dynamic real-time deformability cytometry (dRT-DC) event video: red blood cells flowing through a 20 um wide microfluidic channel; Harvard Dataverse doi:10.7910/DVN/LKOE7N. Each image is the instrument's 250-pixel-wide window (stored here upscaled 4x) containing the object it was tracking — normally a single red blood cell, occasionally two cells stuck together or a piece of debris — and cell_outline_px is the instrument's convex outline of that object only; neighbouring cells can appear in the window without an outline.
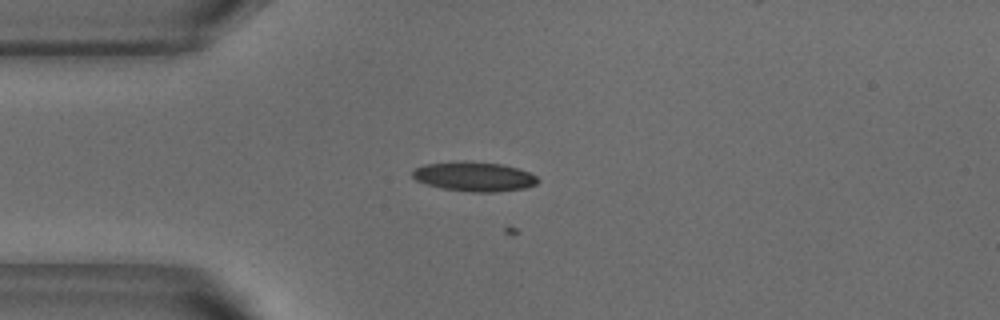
{"species": "common noctule bat (a hibernating species)", "species_latin": "Nyctalus noctula", "temperature_condition": "warm", "stored_images_in_passage": 18, "camera_frame_rate_fps": 3000, "um_per_image_px": 0.085, "animal": {"sex": "male", "body_mass_g": 18.8}, "frame": {"image": 1, "passage_image": 5, "time_ms": 1.333, "image_size_px": [1000, 320], "cell_outline_px": [[540, 180], [536, 184], [524, 188], [496, 192], [472, 192], [444, 188], [428, 184], [416, 180], [412, 176], [412, 172], [416, 168], [424, 164], [464, 160], [500, 164], [516, 168], [528, 172], [536, 176]], "centroid_in_image_um": [40.3, 15.0], "position_along_channel_um": 44.7, "area_um2": 21.39}}
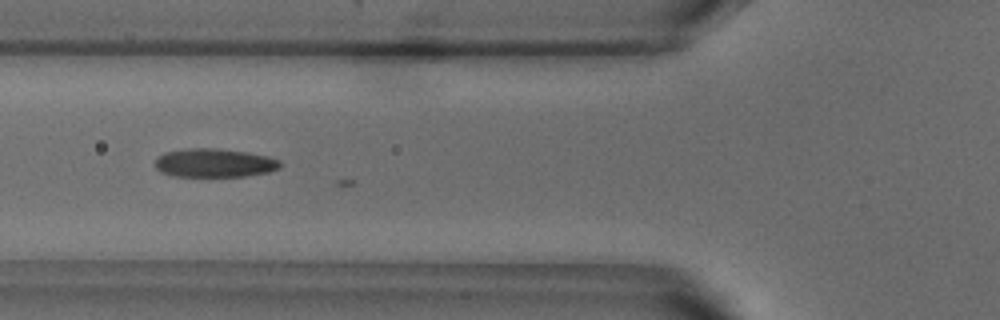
{"frame": {"image": 2, "passage_image": 11, "time_ms": 3.333, "image_size_px": [1000, 320], "cell_outline_px": [[280, 168], [268, 172], [244, 176], [172, 176], [160, 172], [156, 168], [156, 156], [164, 152], [188, 148], [216, 148], [248, 152], [268, 156], [280, 160]], "centroid_in_image_um": [18.2, 13.84], "position_along_channel_um": 107.6, "area_um2": 20.98}}